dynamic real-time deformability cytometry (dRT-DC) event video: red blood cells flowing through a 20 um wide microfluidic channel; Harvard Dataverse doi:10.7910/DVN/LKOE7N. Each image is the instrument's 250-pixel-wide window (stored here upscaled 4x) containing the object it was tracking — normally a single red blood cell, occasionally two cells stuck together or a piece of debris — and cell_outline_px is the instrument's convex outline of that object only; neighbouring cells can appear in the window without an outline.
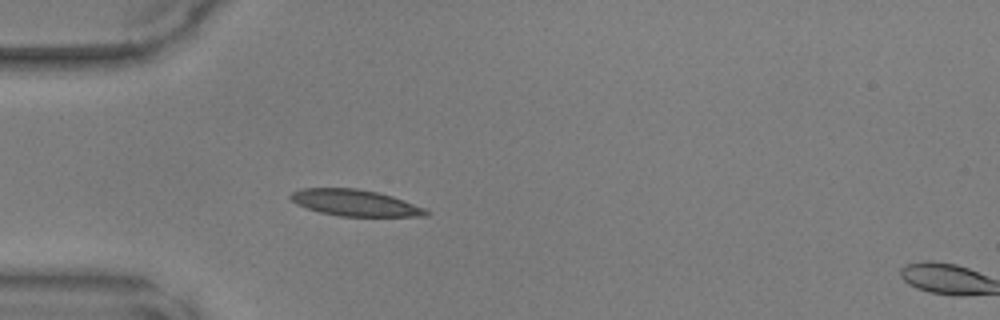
{"species": "common noctule bat (a hibernating species)", "species_latin": "Nyctalus noctula", "temperature_condition": "warm", "stored_images_in_passage": 36, "camera_frame_rate_fps": 3000, "um_per_image_px": 0.085, "animal": {"sex": "male", "body_mass_g": 17.9, "forearm_length_mm": 54.2}, "frame": {"image": 1, "passage_image": 1, "time_ms": 0.0, "image_size_px": [1000, 320], "cell_outline_px": [[432, 212], [428, 216], [340, 216], [320, 212], [296, 204], [288, 196], [292, 192], [300, 188], [356, 188], [376, 192], [392, 196], [424, 208]], "centroid_in_image_um": [30.16, 17.24], "position_along_channel_um": 54.8, "area_um2": 20.69}}
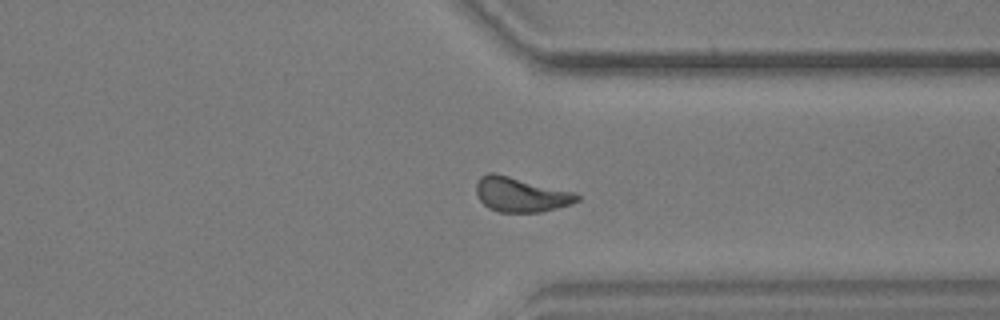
{"frame": {"image": 2, "passage_image": 24, "time_ms": 7.667, "image_size_px": [1000, 320], "cell_outline_px": [[580, 200], [572, 204], [540, 212], [500, 212], [488, 208], [480, 200], [476, 192], [476, 180], [480, 176], [488, 172], [496, 172], [576, 192], [580, 196]], "centroid_in_image_um": [44.27, 16.51], "position_along_channel_um": 367.1, "area_um2": 20.75}}
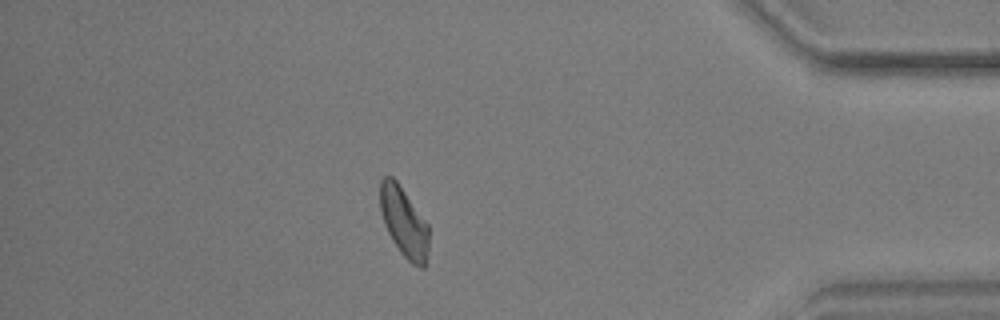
{"frame": {"image": 3, "passage_image": 29, "time_ms": 9.333, "image_size_px": [1000, 320], "cell_outline_px": [[428, 248], [424, 268], [420, 268], [412, 264], [400, 252], [392, 240], [388, 232], [380, 212], [380, 180], [384, 176], [392, 176], [396, 180], [428, 224]], "centroid_in_image_um": [34.32, 18.88], "position_along_channel_um": 400.9, "area_um2": 19.65}}